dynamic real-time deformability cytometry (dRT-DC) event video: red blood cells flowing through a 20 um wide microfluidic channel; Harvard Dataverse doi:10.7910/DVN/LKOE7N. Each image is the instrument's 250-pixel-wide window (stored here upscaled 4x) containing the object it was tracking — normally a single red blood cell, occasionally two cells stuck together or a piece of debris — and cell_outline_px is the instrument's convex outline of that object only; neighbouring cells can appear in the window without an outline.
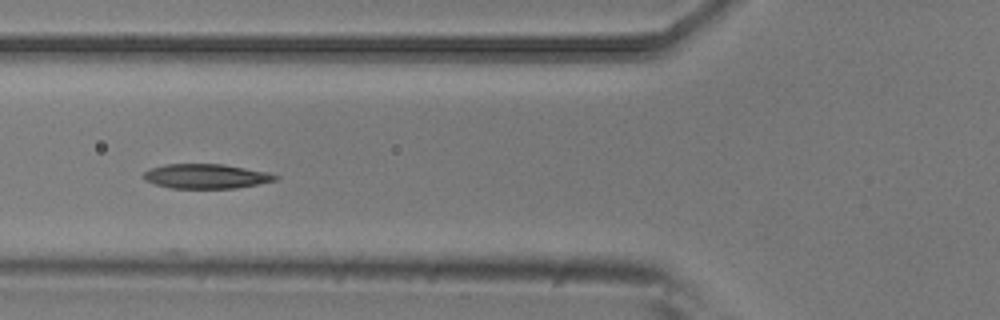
{"species": "common noctule bat (a hibernating species)", "species_latin": "Nyctalus noctula", "temperature_condition": "room temperature", "stored_images_in_passage": 8, "camera_frame_rate_fps": 3000, "um_per_image_px": 0.085, "animal": {"sex": "male", "body_mass_g": 20.5, "forearm_length_mm": 52.5}, "frame": {"image": 1, "passage_image": 6, "time_ms": 1.667, "image_size_px": [1000, 320], "cell_outline_px": [[280, 176], [276, 180], [236, 188], [172, 188], [156, 184], [144, 180], [144, 172], [152, 168], [164, 164], [220, 164], [268, 172]], "centroid_in_image_um": [17.51, 14.98], "position_along_channel_um": 108.3, "area_um2": 18.61}}
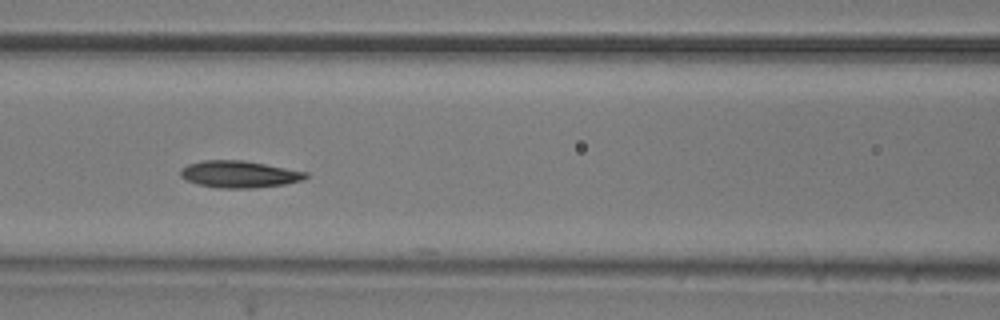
{"frame": {"image": 2, "passage_image": 7, "time_ms": 2.0, "image_size_px": [1000, 320], "cell_outline_px": [[308, 176], [300, 180], [284, 184], [256, 188], [216, 188], [196, 184], [184, 180], [180, 176], [180, 172], [188, 164], [200, 160], [244, 160], [308, 172]], "centroid_in_image_um": [20.29, 14.81], "position_along_channel_um": 146.3, "area_um2": 19.71}}
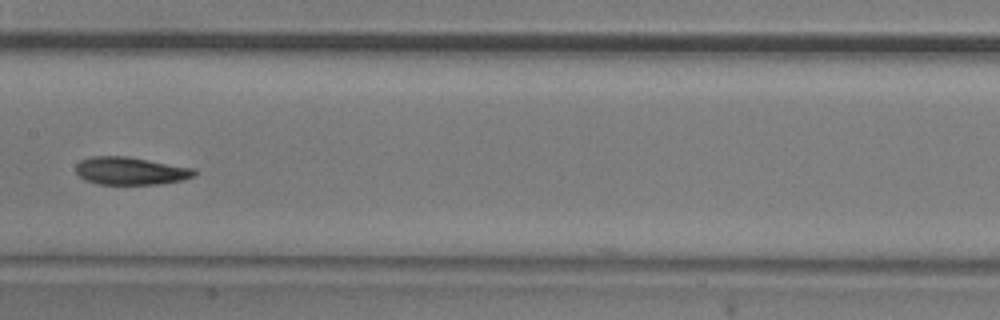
{"frame": {"image": 3, "passage_image": 8, "time_ms": 2.333, "image_size_px": [1000, 320], "cell_outline_px": [[196, 176], [180, 180], [160, 184], [96, 184], [84, 180], [76, 172], [76, 164], [80, 160], [92, 156], [128, 156], [196, 168]], "centroid_in_image_um": [11.1, 14.52], "position_along_channel_um": 196.3, "area_um2": 19.36}}